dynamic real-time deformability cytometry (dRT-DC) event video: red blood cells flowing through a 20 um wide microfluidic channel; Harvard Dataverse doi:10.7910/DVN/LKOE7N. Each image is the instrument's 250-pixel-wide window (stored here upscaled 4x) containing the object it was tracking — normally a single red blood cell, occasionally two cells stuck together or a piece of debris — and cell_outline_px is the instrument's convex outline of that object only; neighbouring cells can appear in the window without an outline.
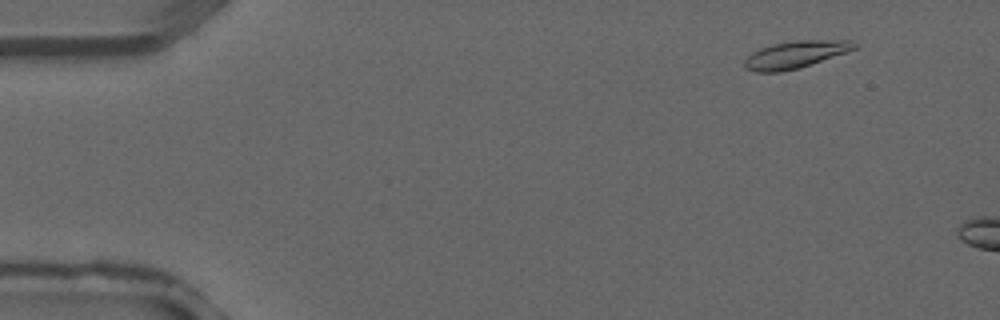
{"species": "common noctule bat (a hibernating species)", "species_latin": "Nyctalus noctula", "temperature_condition": "warm", "stored_images_in_passage": 2, "camera_frame_rate_fps": 3000, "um_per_image_px": 0.085, "animal": {"sex": "male", "forearm_length_mm": 52.5}, "frame": {"image": 1, "passage_image": 1, "time_ms": 0.0, "image_size_px": [1000, 320], "cell_outline_px": [[860, 44], [856, 48], [848, 52], [800, 68], [780, 72], [756, 72], [744, 68], [744, 60], [752, 52], [760, 48], [772, 44], [796, 40], [856, 40]], "centroid_in_image_um": [67.66, 4.63], "position_along_channel_um": 17.3, "area_um2": 17.74}}